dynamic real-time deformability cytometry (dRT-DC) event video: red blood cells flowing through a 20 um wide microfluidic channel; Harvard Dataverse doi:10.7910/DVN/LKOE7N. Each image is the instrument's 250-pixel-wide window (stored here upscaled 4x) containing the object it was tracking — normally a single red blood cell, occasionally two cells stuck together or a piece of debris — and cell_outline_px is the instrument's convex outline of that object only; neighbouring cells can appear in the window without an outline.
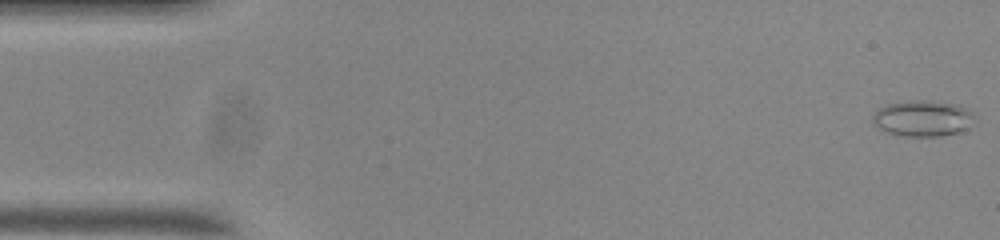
{"species": "common noctule bat (a hibernating species)", "species_latin": "Nyctalus noctula", "temperature_condition": "room temperature", "stored_images_in_passage": 55, "camera_frame_rate_fps": 3000, "um_per_image_px": 0.085, "animal": {"sex": "male", "body_mass_g": 20.0, "forearm_length_mm": 53.3}, "frame": {"image": 1, "passage_image": 1, "time_ms": 0.0, "image_size_px": [1000, 240], "cell_outline_px": [[976, 116], [968, 128], [956, 132], [940, 136], [896, 136], [872, 124], [872, 116], [880, 108], [888, 104], [908, 100], [932, 100], [960, 104], [968, 108]], "centroid_in_image_um": [78.45, 10.04], "position_along_channel_um": 6.5, "area_um2": 21.68}}
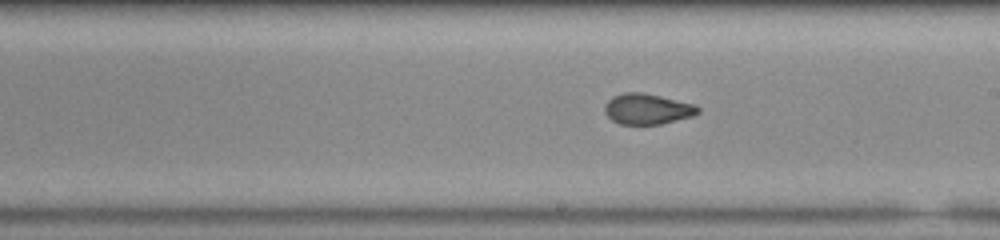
{"frame": {"image": 2, "passage_image": 30, "time_ms": 9.667, "image_size_px": [1000, 240], "cell_outline_px": [[700, 112], [692, 116], [660, 124], [620, 124], [612, 120], [604, 112], [604, 104], [612, 96], [624, 92], [640, 92], [660, 96], [692, 104], [700, 108]], "centroid_in_image_um": [54.98, 9.26], "position_along_channel_um": 234.0, "area_um2": 16.53}}
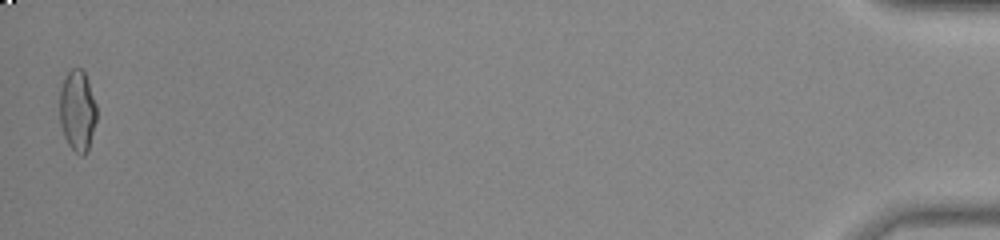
{"frame": {"image": 3, "passage_image": 54, "time_ms": 17.667, "image_size_px": [1000, 240], "cell_outline_px": [[96, 120], [88, 152], [84, 156], [80, 156], [68, 144], [64, 136], [60, 124], [60, 88], [68, 72], [72, 68], [80, 68], [84, 72], [96, 104]], "centroid_in_image_um": [6.58, 9.45], "position_along_channel_um": 428.6, "area_um2": 17.4}, "authors_computed_cell_mechanics": {"area_um2": 17.2822, "velocity_mm_per_s": 3.7155, "shape_relaxation_time_tau1_ms": null, "shape_relaxation_time_tau2_ms": 1.5591, "deformation_change_tau1": null, "deformation_change_tau2": 0.0716}}